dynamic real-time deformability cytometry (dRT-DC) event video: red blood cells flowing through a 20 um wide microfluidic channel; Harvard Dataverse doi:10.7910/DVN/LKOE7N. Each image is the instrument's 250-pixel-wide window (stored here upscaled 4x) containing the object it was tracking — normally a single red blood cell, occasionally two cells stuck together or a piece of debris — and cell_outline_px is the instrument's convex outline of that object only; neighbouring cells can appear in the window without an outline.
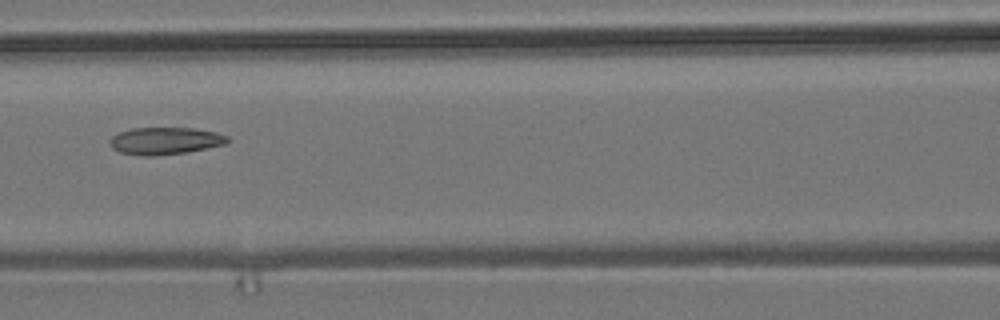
{"species": "common noctule bat (a hibernating species)", "species_latin": "Nyctalus noctula", "temperature_condition": "room temperature", "stored_images_in_passage": 7, "camera_frame_rate_fps": 3000, "um_per_image_px": 0.085, "animal": {"sex": "male", "body_mass_g": 19.2, "forearm_length_mm": 51.8}, "frame": {"image": 1, "passage_image": 6, "time_ms": 6.667, "image_size_px": [1000, 320], "cell_outline_px": [[232, 140], [228, 144], [188, 152], [152, 156], [140, 156], [120, 152], [112, 148], [108, 140], [112, 136], [120, 132], [132, 128], [192, 128], [216, 132], [228, 136]], "centroid_in_image_um": [14.07, 11.98], "position_along_channel_um": 152.5, "area_um2": 18.9}}
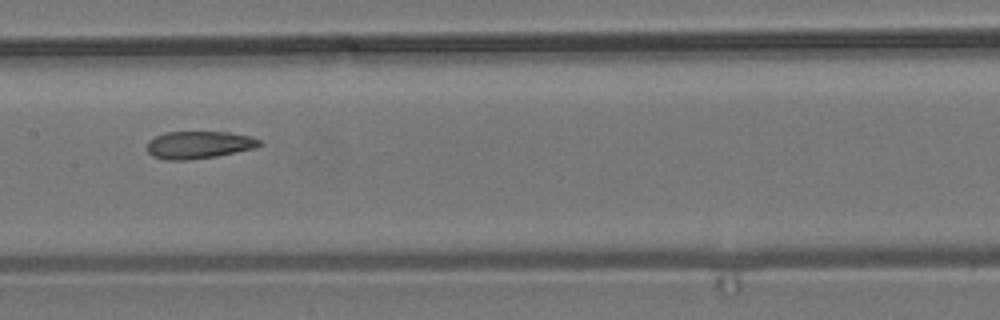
{"frame": {"image": 2, "passage_image": 7, "time_ms": 7.667, "image_size_px": [1000, 320], "cell_outline_px": [[264, 144], [256, 148], [216, 156], [188, 160], [164, 160], [152, 156], [148, 152], [148, 140], [164, 132], [228, 132], [252, 136], [260, 140]], "centroid_in_image_um": [16.92, 12.31], "position_along_channel_um": 190.5, "area_um2": 18.15}}